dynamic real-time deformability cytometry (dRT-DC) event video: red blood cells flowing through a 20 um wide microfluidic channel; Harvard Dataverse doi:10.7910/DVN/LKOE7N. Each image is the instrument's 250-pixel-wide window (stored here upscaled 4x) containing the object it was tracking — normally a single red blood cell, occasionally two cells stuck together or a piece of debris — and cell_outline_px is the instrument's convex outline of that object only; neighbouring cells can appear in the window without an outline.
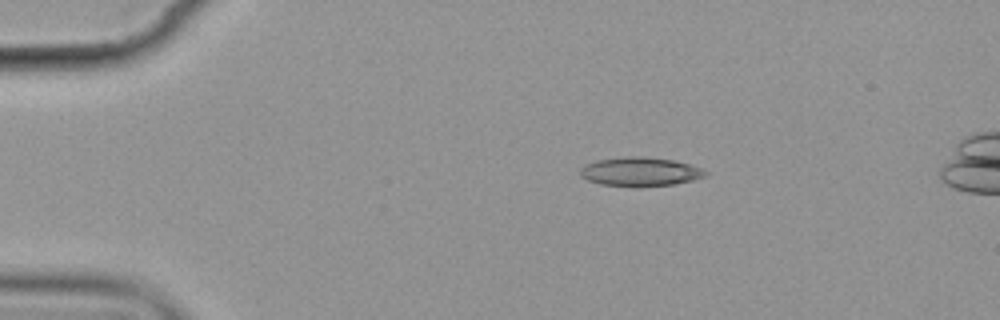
{"species": "common noctule bat (a hibernating species)", "species_latin": "Nyctalus noctula", "temperature_condition": "cold", "stored_images_in_passage": 3, "camera_frame_rate_fps": 3000, "um_per_image_px": 0.085, "animal": {"sex": "female", "body_mass_g": 19.9}, "frame": {"image": 1, "passage_image": 1, "time_ms": 0.0, "image_size_px": [1000, 320], "cell_outline_px": [[708, 172], [704, 176], [692, 180], [676, 184], [600, 184], [588, 180], [580, 176], [580, 168], [584, 164], [596, 160], [628, 156], [644, 156], [672, 160], [704, 168]], "centroid_in_image_um": [54.4, 14.54], "position_along_channel_um": 30.6, "area_um2": 20.4}}